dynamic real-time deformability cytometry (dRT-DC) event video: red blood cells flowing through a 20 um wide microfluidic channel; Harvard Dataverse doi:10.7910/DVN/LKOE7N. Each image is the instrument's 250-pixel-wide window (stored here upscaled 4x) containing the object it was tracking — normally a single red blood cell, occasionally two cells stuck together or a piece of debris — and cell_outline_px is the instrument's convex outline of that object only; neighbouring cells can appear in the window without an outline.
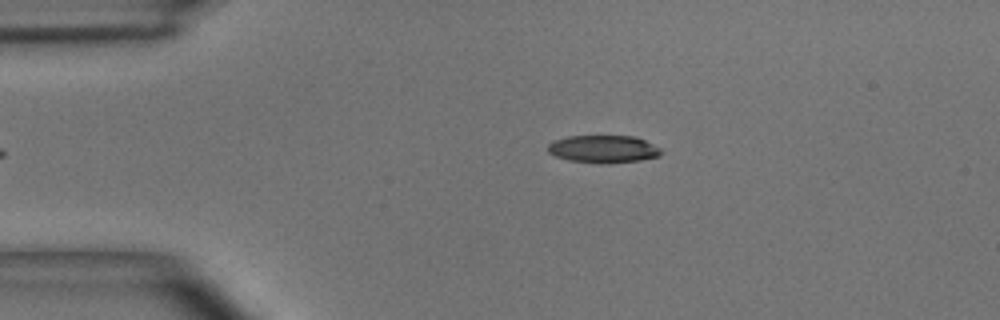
{"species": "common noctule bat (a hibernating species)", "species_latin": "Nyctalus noctula", "temperature_condition": "room temperature", "stored_images_in_passage": 3, "camera_frame_rate_fps": 3000, "um_per_image_px": 0.085, "animal": {"sex": "male", "body_mass_g": 15.6}, "frame": {"image": 1, "passage_image": 3, "time_ms": 0.667, "image_size_px": [1000, 320], "cell_outline_px": [[664, 152], [660, 156], [640, 160], [608, 164], [600, 164], [568, 160], [556, 156], [548, 152], [548, 144], [552, 140], [568, 136], [636, 136], [660, 148]], "centroid_in_image_um": [51.29, 12.67], "position_along_channel_um": 33.7, "area_um2": 18.44}}